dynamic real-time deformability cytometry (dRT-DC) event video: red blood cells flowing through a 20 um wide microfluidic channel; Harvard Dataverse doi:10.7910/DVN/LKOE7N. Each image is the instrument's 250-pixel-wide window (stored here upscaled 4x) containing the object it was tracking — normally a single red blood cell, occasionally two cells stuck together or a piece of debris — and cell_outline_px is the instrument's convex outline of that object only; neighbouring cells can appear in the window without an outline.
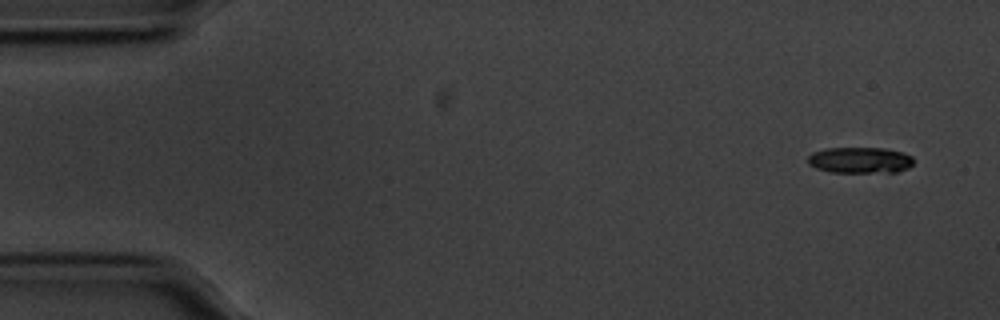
{"species": "common noctule bat (a hibernating species)", "species_latin": "Nyctalus noctula", "temperature_condition": "cold", "stored_images_in_passage": 51, "camera_frame_rate_fps": 3000, "um_per_image_px": 0.085, "animal": {"sex": "male", "body_mass_g": 20.1, "forearm_length_mm": 53.5}, "frame": {"image": 1, "passage_image": 1, "time_ms": 0.0, "image_size_px": [1000, 320], "cell_outline_px": [[912, 164], [908, 168], [896, 172], [832, 172], [816, 168], [808, 164], [808, 156], [812, 152], [828, 148], [884, 148], [900, 152], [912, 156]], "centroid_in_image_um": [73.08, 13.61], "position_along_channel_um": 11.9, "area_um2": 15.95}}
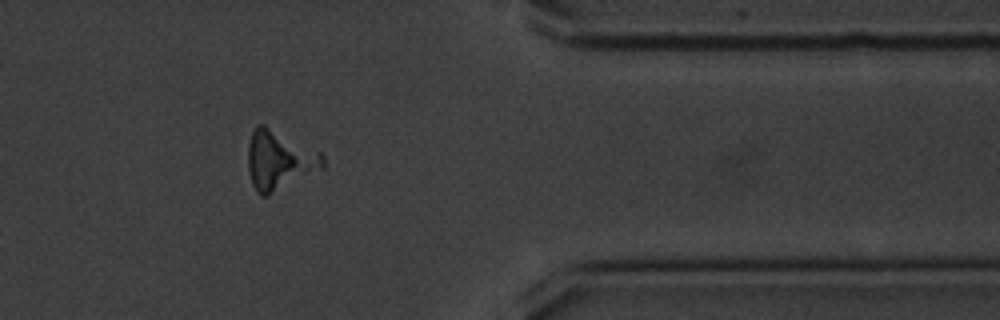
{"frame": {"image": 2, "passage_image": 44, "time_ms": 14.333, "image_size_px": [1000, 320], "cell_outline_px": [[324, 168], [268, 196], [260, 196], [252, 184], [248, 172], [248, 144], [252, 132], [256, 124], [264, 124], [320, 152], [324, 156]], "centroid_in_image_um": [23.72, 13.63], "position_along_channel_um": 387.7, "area_um2": 25.95}}